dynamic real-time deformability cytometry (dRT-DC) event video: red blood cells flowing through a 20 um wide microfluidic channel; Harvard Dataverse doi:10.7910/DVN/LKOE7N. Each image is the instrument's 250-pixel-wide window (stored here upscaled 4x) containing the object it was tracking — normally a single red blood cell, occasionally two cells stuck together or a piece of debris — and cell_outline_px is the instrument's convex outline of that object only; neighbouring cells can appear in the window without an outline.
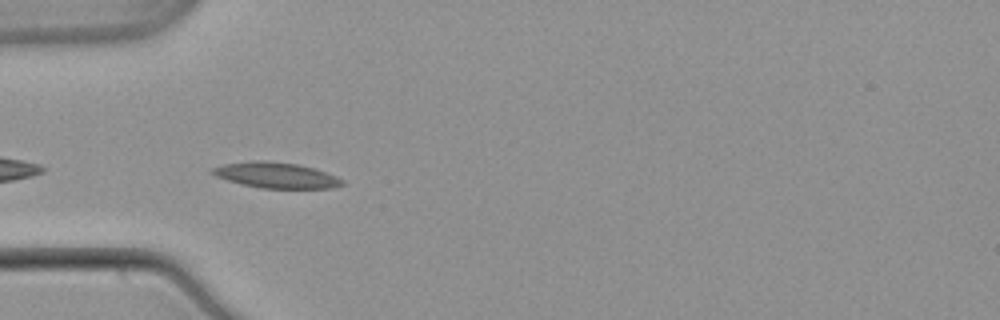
{"species": "common noctule bat (a hibernating species)", "species_latin": "Nyctalus noctula", "temperature_condition": "warm", "stored_images_in_passage": 6, "camera_frame_rate_fps": 3000, "um_per_image_px": 0.085, "animal": {"sex": "male", "body_mass_g": 21.5, "forearm_length_mm": 52.0}, "frame": {"image": 1, "passage_image": 2, "time_ms": 0.333, "image_size_px": [1000, 320], "cell_outline_px": [[344, 184], [332, 188], [260, 188], [240, 184], [216, 176], [208, 172], [208, 168], [220, 164], [252, 160], [264, 160], [296, 164], [316, 168], [336, 176], [344, 180]], "centroid_in_image_um": [23.4, 14.88], "position_along_channel_um": 61.6, "area_um2": 19.77}}